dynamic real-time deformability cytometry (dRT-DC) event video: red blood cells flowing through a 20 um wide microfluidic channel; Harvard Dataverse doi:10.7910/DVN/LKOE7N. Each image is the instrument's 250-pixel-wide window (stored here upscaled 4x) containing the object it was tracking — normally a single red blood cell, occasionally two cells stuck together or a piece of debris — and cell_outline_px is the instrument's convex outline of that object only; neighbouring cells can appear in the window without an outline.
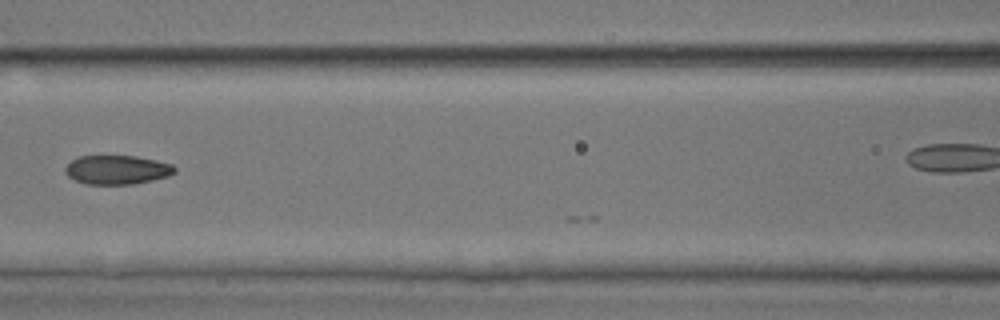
{"species": "common noctule bat (a hibernating species)", "species_latin": "Nyctalus noctula", "temperature_condition": "room temperature", "stored_images_in_passage": 6, "camera_frame_rate_fps": 3000, "um_per_image_px": 0.085, "animal": {"sex": "male", "body_mass_g": 17.9, "forearm_length_mm": 54.2}, "frame": {"image": 1, "passage_image": 5, "time_ms": 4.667, "image_size_px": [1000, 320], "cell_outline_px": [[176, 172], [168, 176], [152, 180], [132, 184], [84, 184], [68, 176], [64, 172], [64, 168], [72, 160], [80, 156], [136, 156], [156, 160], [172, 164], [176, 168]], "centroid_in_image_um": [9.95, 14.43], "position_along_channel_um": 156.6, "area_um2": 18.5}}